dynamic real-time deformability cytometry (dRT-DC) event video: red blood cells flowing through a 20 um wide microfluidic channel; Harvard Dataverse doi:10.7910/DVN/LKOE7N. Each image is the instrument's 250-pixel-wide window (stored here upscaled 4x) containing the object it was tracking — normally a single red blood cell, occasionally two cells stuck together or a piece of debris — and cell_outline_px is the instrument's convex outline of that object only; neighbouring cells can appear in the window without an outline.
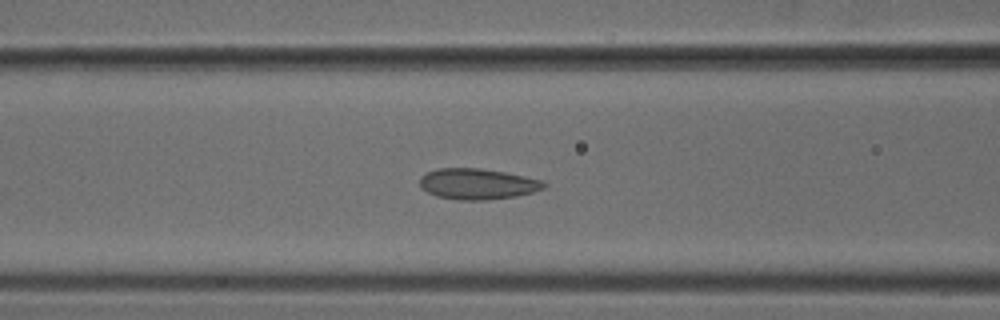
{"species": "common noctule bat (a hibernating species)", "species_latin": "Nyctalus noctula", "temperature_condition": "cold", "stored_images_in_passage": 51, "camera_frame_rate_fps": 3000, "um_per_image_px": 0.085, "animal": {"sex": "male", "body_mass_g": 18.8}, "frame": {"image": 1, "passage_image": 21, "time_ms": 6.667, "image_size_px": [1000, 320], "cell_outline_px": [[548, 184], [544, 188], [532, 192], [516, 196], [484, 200], [460, 200], [436, 196], [420, 188], [420, 176], [436, 168], [480, 168], [504, 172], [544, 180]], "centroid_in_image_um": [40.59, 15.63], "position_along_channel_um": 126.0, "area_um2": 22.37}}
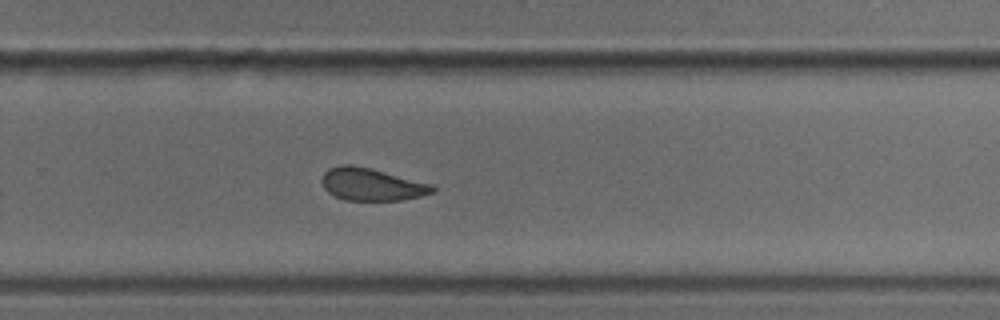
{"frame": {"image": 2, "passage_image": 34, "time_ms": 11.0, "image_size_px": [1000, 320], "cell_outline_px": [[436, 192], [420, 196], [400, 200], [344, 200], [328, 192], [324, 188], [324, 172], [328, 168], [340, 164], [352, 164], [372, 168], [432, 184], [436, 188]], "centroid_in_image_um": [31.62, 15.66], "position_along_channel_um": 298.2, "area_um2": 20.92}}
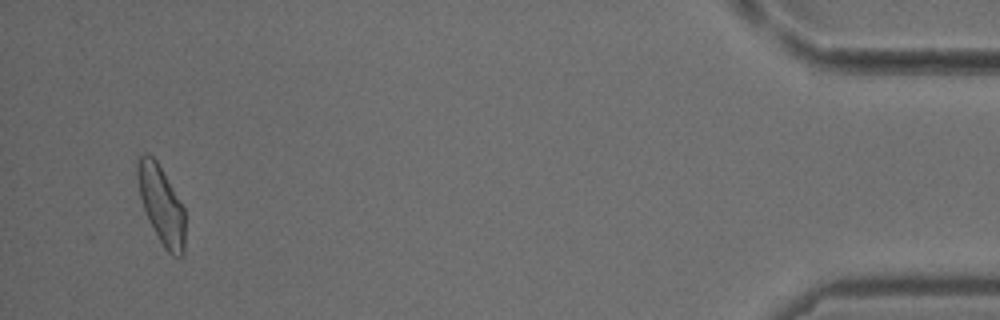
{"frame": {"image": 3, "passage_image": 49, "time_ms": 16.0, "image_size_px": [1000, 320], "cell_outline_px": [[184, 256], [172, 256], [164, 248], [148, 220], [140, 196], [136, 176], [136, 164], [140, 156], [144, 152], [152, 156], [156, 160], [184, 208]], "centroid_in_image_um": [13.7, 17.42], "position_along_channel_um": 421.5, "area_um2": 21.44}}